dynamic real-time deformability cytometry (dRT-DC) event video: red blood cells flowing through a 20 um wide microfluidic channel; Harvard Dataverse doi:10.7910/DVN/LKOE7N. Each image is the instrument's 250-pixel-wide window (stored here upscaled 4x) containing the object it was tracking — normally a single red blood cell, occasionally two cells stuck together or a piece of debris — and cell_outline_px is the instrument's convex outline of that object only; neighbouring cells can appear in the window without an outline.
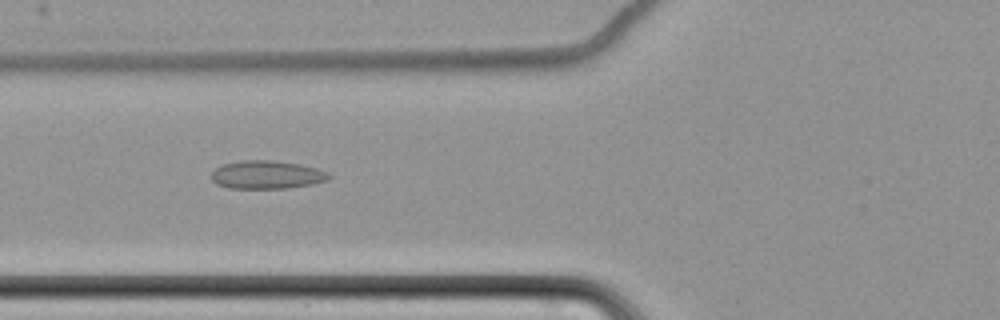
{"species": "common noctule bat (a hibernating species)", "species_latin": "Nyctalus noctula", "temperature_condition": "cold", "stored_images_in_passage": 5, "camera_frame_rate_fps": 3000, "um_per_image_px": 0.085, "animal": {"sex": "female", "body_mass_g": 22.7, "forearm_length_mm": 54.2}, "frame": {"image": 1, "passage_image": 2, "time_ms": 1.333, "image_size_px": [1000, 320], "cell_outline_px": [[332, 176], [328, 180], [312, 184], [288, 188], [228, 188], [216, 184], [212, 180], [212, 172], [216, 168], [224, 164], [240, 160], [272, 160], [300, 164], [316, 168], [328, 172]], "centroid_in_image_um": [22.69, 14.85], "position_along_channel_um": 103.1, "area_um2": 19.36}}
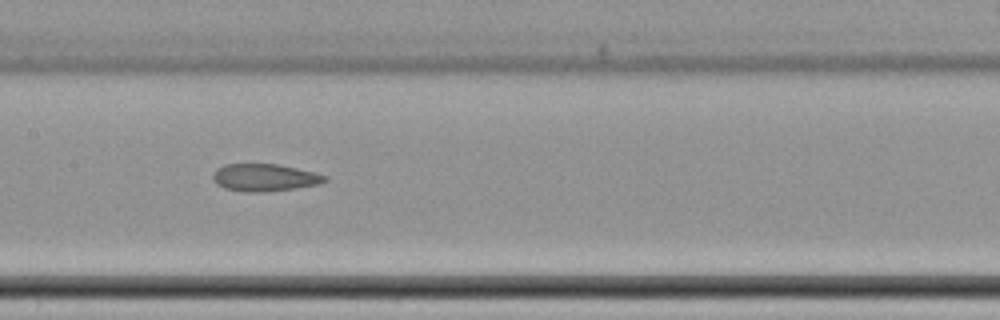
{"frame": {"image": 2, "passage_image": 4, "time_ms": 3.667, "image_size_px": [1000, 320], "cell_outline_px": [[328, 180], [320, 184], [296, 188], [264, 192], [244, 192], [224, 188], [216, 184], [212, 180], [212, 172], [216, 168], [224, 164], [276, 164], [296, 168], [328, 176]], "centroid_in_image_um": [22.45, 15.09], "position_along_channel_um": 185.0, "area_um2": 18.03}}
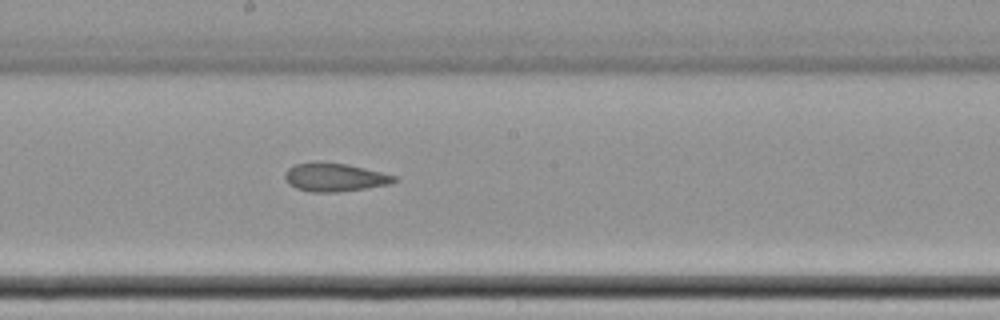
{"frame": {"image": 3, "passage_image": 5, "time_ms": 4.667, "image_size_px": [1000, 320], "cell_outline_px": [[400, 180], [388, 184], [364, 188], [336, 192], [312, 192], [296, 188], [288, 184], [284, 176], [284, 172], [288, 168], [296, 164], [348, 164], [396, 176]], "centroid_in_image_um": [28.45, 15.1], "position_along_channel_um": 219.7, "area_um2": 17.46}}